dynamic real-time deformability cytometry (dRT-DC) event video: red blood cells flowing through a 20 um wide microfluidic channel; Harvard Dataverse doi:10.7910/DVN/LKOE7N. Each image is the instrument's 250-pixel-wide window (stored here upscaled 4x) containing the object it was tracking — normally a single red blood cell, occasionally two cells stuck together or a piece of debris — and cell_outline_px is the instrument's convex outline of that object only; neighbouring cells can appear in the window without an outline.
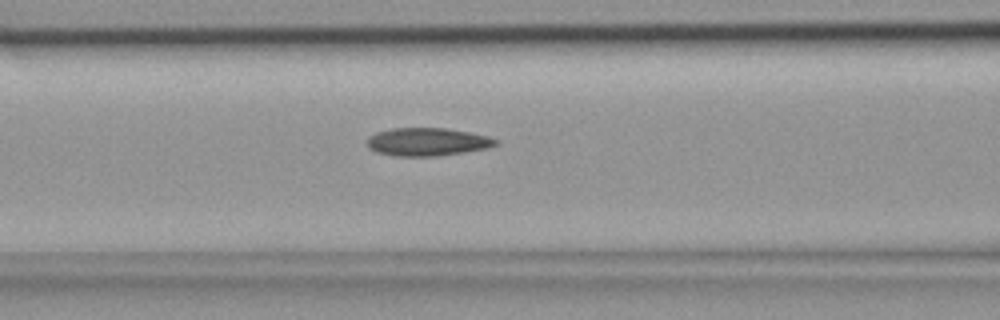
{"species": "common noctule bat (a hibernating species)", "species_latin": "Nyctalus noctula", "temperature_condition": "room temperature", "stored_images_in_passage": 22, "camera_frame_rate_fps": 3000, "um_per_image_px": 0.085, "animal": {"sex": "female", "body_mass_g": 18.4}, "frame": {"image": 1, "passage_image": 5, "time_ms": 1.333, "image_size_px": [1000, 320], "cell_outline_px": [[500, 144], [488, 148], [464, 152], [436, 156], [396, 156], [376, 152], [368, 148], [368, 136], [376, 132], [392, 128], [448, 128], [488, 136], [500, 140]], "centroid_in_image_um": [36.35, 12.05], "position_along_channel_um": 130.3, "area_um2": 21.15}}
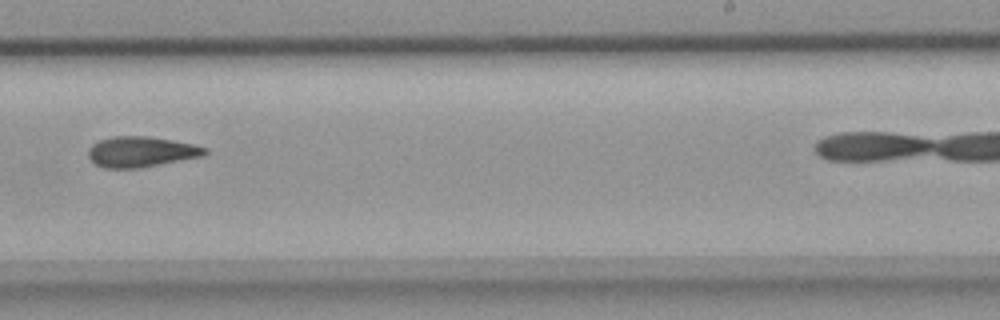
{"frame": {"image": 2, "passage_image": 14, "time_ms": 4.333, "image_size_px": [1000, 320], "cell_outline_px": [[208, 152], [204, 156], [140, 168], [104, 168], [96, 164], [88, 156], [88, 148], [92, 144], [100, 140], [112, 136], [148, 136], [196, 144], [208, 148]], "centroid_in_image_um": [12.02, 12.9], "position_along_channel_um": 277.0, "area_um2": 20.92}}
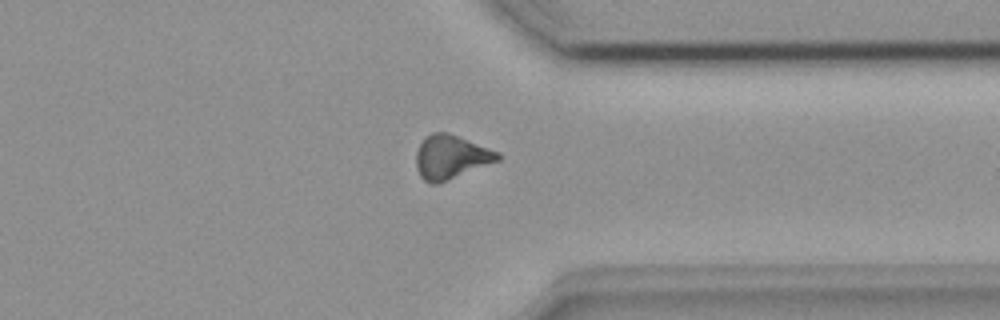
{"frame": {"image": 3, "passage_image": 20, "time_ms": 6.333, "image_size_px": [1000, 320], "cell_outline_px": [[500, 160], [448, 180], [436, 184], [432, 184], [424, 180], [420, 176], [416, 168], [416, 152], [424, 136], [432, 132], [448, 132], [500, 152]], "centroid_in_image_um": [38.31, 13.34], "position_along_channel_um": 373.1, "area_um2": 20.92}}